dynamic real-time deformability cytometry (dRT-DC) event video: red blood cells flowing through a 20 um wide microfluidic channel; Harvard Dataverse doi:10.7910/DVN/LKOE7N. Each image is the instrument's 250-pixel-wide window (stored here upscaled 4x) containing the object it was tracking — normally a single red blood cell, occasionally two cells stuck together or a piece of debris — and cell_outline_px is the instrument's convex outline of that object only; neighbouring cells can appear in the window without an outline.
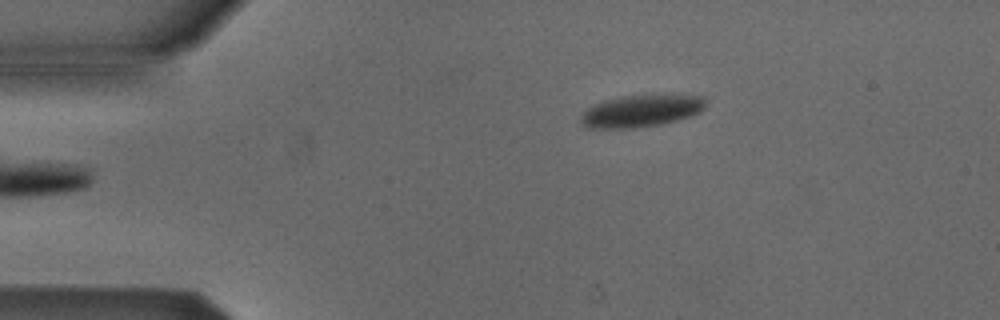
{"species": "Egyptian fruit bat (a non-hibernating species)", "species_latin": "Rousettus aegyptiacus", "temperature_condition": "cold", "stored_images_in_passage": 4, "camera_frame_rate_fps": 3000, "um_per_image_px": 0.085, "animal": {"sex": "male"}, "frame": {"image": 1, "passage_image": 4, "time_ms": 4.667, "image_size_px": [1000, 320], "cell_outline_px": [[708, 104], [700, 112], [692, 116], [660, 124], [636, 128], [584, 128], [580, 124], [580, 116], [592, 104], [604, 100], [620, 96], [664, 92], [684, 92], [704, 96]], "centroid_in_image_um": [54.59, 9.36], "position_along_channel_um": 30.4, "area_um2": 24.8}}